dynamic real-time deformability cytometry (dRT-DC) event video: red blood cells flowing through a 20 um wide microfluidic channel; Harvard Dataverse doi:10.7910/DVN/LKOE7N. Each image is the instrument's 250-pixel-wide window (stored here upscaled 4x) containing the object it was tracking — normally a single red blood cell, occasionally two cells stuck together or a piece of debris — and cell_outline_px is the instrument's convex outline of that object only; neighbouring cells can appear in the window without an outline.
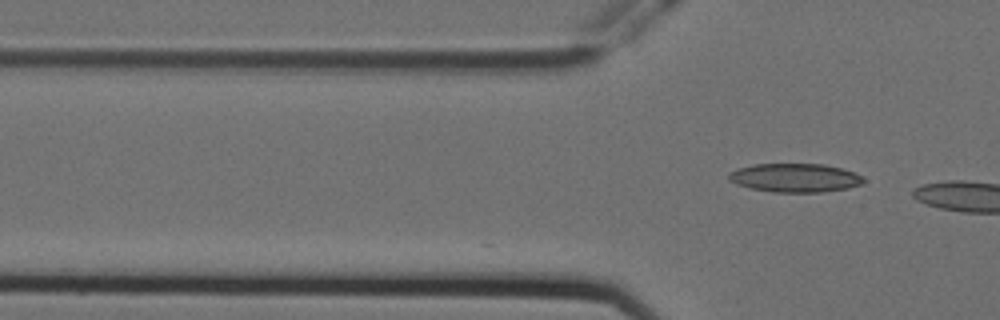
{"species": "Egyptian fruit bat (a non-hibernating species)", "species_latin": "Rousettus aegyptiacus", "temperature_condition": "cold", "stored_images_in_passage": 4, "camera_frame_rate_fps": 3000, "um_per_image_px": 0.085, "animal": {"sex": "female"}, "frame": {"image": 1, "passage_image": 4, "time_ms": 1.0, "image_size_px": [1000, 320], "cell_outline_px": [[864, 180], [860, 184], [848, 188], [820, 192], [772, 192], [752, 188], [736, 184], [728, 180], [728, 172], [740, 168], [756, 164], [824, 164], [840, 168], [852, 172], [860, 176]], "centroid_in_image_um": [67.53, 15.11], "position_along_channel_um": 58.3, "area_um2": 22.25}}